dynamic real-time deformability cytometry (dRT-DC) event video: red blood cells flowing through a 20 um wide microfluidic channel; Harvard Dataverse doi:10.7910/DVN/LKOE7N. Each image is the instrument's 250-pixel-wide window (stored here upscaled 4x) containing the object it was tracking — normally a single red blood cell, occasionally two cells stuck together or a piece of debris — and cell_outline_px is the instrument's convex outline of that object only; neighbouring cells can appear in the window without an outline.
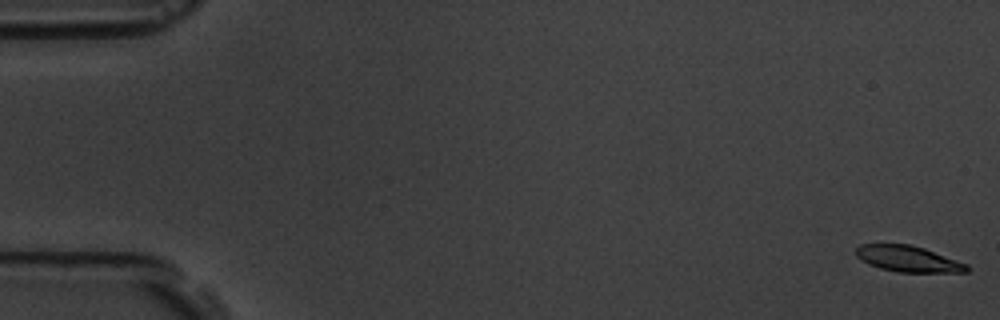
{"species": "common noctule bat (a hibernating species)", "species_latin": "Nyctalus noctula", "temperature_condition": "room temperature", "stored_images_in_passage": 8, "camera_frame_rate_fps": 3000, "um_per_image_px": 0.085, "animal": {"sex": "male", "body_mass_g": 19.5, "forearm_length_mm": 54.6}, "frame": {"image": 1, "passage_image": 1, "time_ms": 0.0, "image_size_px": [1000, 320], "cell_outline_px": [[968, 272], [896, 272], [880, 268], [868, 264], [860, 260], [856, 256], [856, 248], [860, 244], [912, 244], [924, 248], [968, 264]], "centroid_in_image_um": [77.16, 22.0], "position_along_channel_um": 7.8, "area_um2": 16.88}}
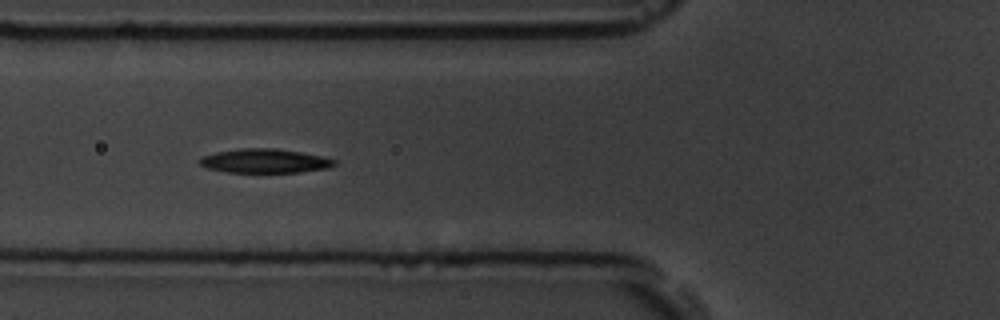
{"frame": {"image": 2, "passage_image": 7, "time_ms": 7.0, "image_size_px": [1000, 320], "cell_outline_px": [[336, 164], [328, 168], [300, 172], [228, 172], [208, 168], [200, 164], [196, 160], [200, 156], [216, 152], [240, 148], [276, 148], [324, 156], [336, 160]], "centroid_in_image_um": [22.49, 13.67], "position_along_channel_um": 103.3, "area_um2": 19.02}}
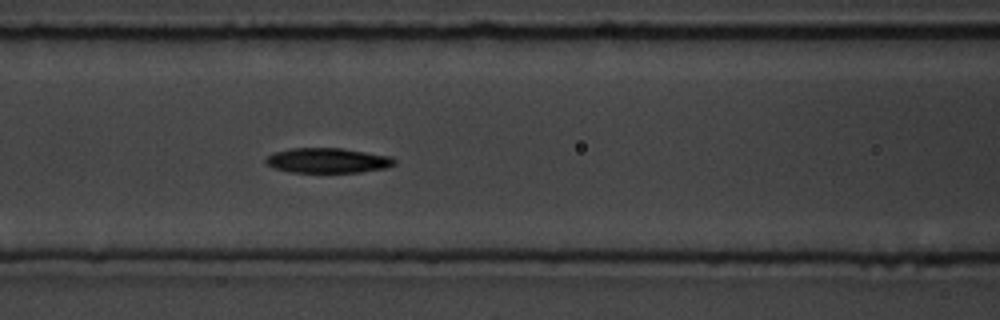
{"frame": {"image": 3, "passage_image": 8, "time_ms": 8.0, "image_size_px": [1000, 320], "cell_outline_px": [[396, 164], [388, 168], [360, 172], [288, 172], [276, 168], [268, 164], [264, 160], [272, 152], [292, 148], [340, 148], [388, 156], [396, 160]], "centroid_in_image_um": [27.85, 13.64], "position_along_channel_um": 138.8, "area_um2": 18.61}}